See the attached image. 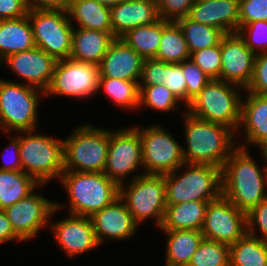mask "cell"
<instances>
[{
	"instance_id": "obj_4",
	"label": "cell",
	"mask_w": 267,
	"mask_h": 266,
	"mask_svg": "<svg viewBox=\"0 0 267 266\" xmlns=\"http://www.w3.org/2000/svg\"><path fill=\"white\" fill-rule=\"evenodd\" d=\"M59 180L73 215L90 217L120 195V186L104 173L64 171Z\"/></svg>"
},
{
	"instance_id": "obj_3",
	"label": "cell",
	"mask_w": 267,
	"mask_h": 266,
	"mask_svg": "<svg viewBox=\"0 0 267 266\" xmlns=\"http://www.w3.org/2000/svg\"><path fill=\"white\" fill-rule=\"evenodd\" d=\"M182 169L183 172L180 171ZM164 180L166 204L210 202L222 194V168L210 164L184 163L165 174Z\"/></svg>"
},
{
	"instance_id": "obj_8",
	"label": "cell",
	"mask_w": 267,
	"mask_h": 266,
	"mask_svg": "<svg viewBox=\"0 0 267 266\" xmlns=\"http://www.w3.org/2000/svg\"><path fill=\"white\" fill-rule=\"evenodd\" d=\"M34 132L20 131L22 168L39 184H46L64 172L63 139Z\"/></svg>"
},
{
	"instance_id": "obj_20",
	"label": "cell",
	"mask_w": 267,
	"mask_h": 266,
	"mask_svg": "<svg viewBox=\"0 0 267 266\" xmlns=\"http://www.w3.org/2000/svg\"><path fill=\"white\" fill-rule=\"evenodd\" d=\"M144 59L121 38H115L99 65L100 77L139 82Z\"/></svg>"
},
{
	"instance_id": "obj_15",
	"label": "cell",
	"mask_w": 267,
	"mask_h": 266,
	"mask_svg": "<svg viewBox=\"0 0 267 266\" xmlns=\"http://www.w3.org/2000/svg\"><path fill=\"white\" fill-rule=\"evenodd\" d=\"M201 232L206 239L231 246L247 233V213L221 194L208 203Z\"/></svg>"
},
{
	"instance_id": "obj_46",
	"label": "cell",
	"mask_w": 267,
	"mask_h": 266,
	"mask_svg": "<svg viewBox=\"0 0 267 266\" xmlns=\"http://www.w3.org/2000/svg\"><path fill=\"white\" fill-rule=\"evenodd\" d=\"M28 12L26 0H0V20L21 18Z\"/></svg>"
},
{
	"instance_id": "obj_13",
	"label": "cell",
	"mask_w": 267,
	"mask_h": 266,
	"mask_svg": "<svg viewBox=\"0 0 267 266\" xmlns=\"http://www.w3.org/2000/svg\"><path fill=\"white\" fill-rule=\"evenodd\" d=\"M100 70L96 64L72 59L57 60L51 82L44 94L86 99L99 91Z\"/></svg>"
},
{
	"instance_id": "obj_19",
	"label": "cell",
	"mask_w": 267,
	"mask_h": 266,
	"mask_svg": "<svg viewBox=\"0 0 267 266\" xmlns=\"http://www.w3.org/2000/svg\"><path fill=\"white\" fill-rule=\"evenodd\" d=\"M49 225L56 242L69 258L82 255L99 246L92 222L87 216L70 214L59 223L51 222Z\"/></svg>"
},
{
	"instance_id": "obj_23",
	"label": "cell",
	"mask_w": 267,
	"mask_h": 266,
	"mask_svg": "<svg viewBox=\"0 0 267 266\" xmlns=\"http://www.w3.org/2000/svg\"><path fill=\"white\" fill-rule=\"evenodd\" d=\"M246 92V93H245ZM242 98L240 124L244 140L259 149L267 142V95L244 91Z\"/></svg>"
},
{
	"instance_id": "obj_16",
	"label": "cell",
	"mask_w": 267,
	"mask_h": 266,
	"mask_svg": "<svg viewBox=\"0 0 267 266\" xmlns=\"http://www.w3.org/2000/svg\"><path fill=\"white\" fill-rule=\"evenodd\" d=\"M255 56L238 32L225 34L221 39V74L218 80L245 90L253 76Z\"/></svg>"
},
{
	"instance_id": "obj_24",
	"label": "cell",
	"mask_w": 267,
	"mask_h": 266,
	"mask_svg": "<svg viewBox=\"0 0 267 266\" xmlns=\"http://www.w3.org/2000/svg\"><path fill=\"white\" fill-rule=\"evenodd\" d=\"M114 39L108 32L74 26L70 59L99 66Z\"/></svg>"
},
{
	"instance_id": "obj_37",
	"label": "cell",
	"mask_w": 267,
	"mask_h": 266,
	"mask_svg": "<svg viewBox=\"0 0 267 266\" xmlns=\"http://www.w3.org/2000/svg\"><path fill=\"white\" fill-rule=\"evenodd\" d=\"M190 59L211 79L218 80L221 74V42L216 46L192 52Z\"/></svg>"
},
{
	"instance_id": "obj_32",
	"label": "cell",
	"mask_w": 267,
	"mask_h": 266,
	"mask_svg": "<svg viewBox=\"0 0 267 266\" xmlns=\"http://www.w3.org/2000/svg\"><path fill=\"white\" fill-rule=\"evenodd\" d=\"M230 266H267V243L246 233L230 246Z\"/></svg>"
},
{
	"instance_id": "obj_10",
	"label": "cell",
	"mask_w": 267,
	"mask_h": 266,
	"mask_svg": "<svg viewBox=\"0 0 267 266\" xmlns=\"http://www.w3.org/2000/svg\"><path fill=\"white\" fill-rule=\"evenodd\" d=\"M35 47L56 60L69 59L72 49L74 24L67 9H29Z\"/></svg>"
},
{
	"instance_id": "obj_28",
	"label": "cell",
	"mask_w": 267,
	"mask_h": 266,
	"mask_svg": "<svg viewBox=\"0 0 267 266\" xmlns=\"http://www.w3.org/2000/svg\"><path fill=\"white\" fill-rule=\"evenodd\" d=\"M208 201L167 204L160 230H201Z\"/></svg>"
},
{
	"instance_id": "obj_12",
	"label": "cell",
	"mask_w": 267,
	"mask_h": 266,
	"mask_svg": "<svg viewBox=\"0 0 267 266\" xmlns=\"http://www.w3.org/2000/svg\"><path fill=\"white\" fill-rule=\"evenodd\" d=\"M139 167L143 168L141 137L138 130L132 126L111 130L109 136V147L104 168V174L116 182L119 186L126 181V177L135 179L139 175H133Z\"/></svg>"
},
{
	"instance_id": "obj_50",
	"label": "cell",
	"mask_w": 267,
	"mask_h": 266,
	"mask_svg": "<svg viewBox=\"0 0 267 266\" xmlns=\"http://www.w3.org/2000/svg\"><path fill=\"white\" fill-rule=\"evenodd\" d=\"M99 3L104 4L106 6H114L115 4L121 3L125 0H97Z\"/></svg>"
},
{
	"instance_id": "obj_41",
	"label": "cell",
	"mask_w": 267,
	"mask_h": 266,
	"mask_svg": "<svg viewBox=\"0 0 267 266\" xmlns=\"http://www.w3.org/2000/svg\"><path fill=\"white\" fill-rule=\"evenodd\" d=\"M160 19L177 21L189 15L195 0H156Z\"/></svg>"
},
{
	"instance_id": "obj_14",
	"label": "cell",
	"mask_w": 267,
	"mask_h": 266,
	"mask_svg": "<svg viewBox=\"0 0 267 266\" xmlns=\"http://www.w3.org/2000/svg\"><path fill=\"white\" fill-rule=\"evenodd\" d=\"M65 205L53 202L35 190L27 197L4 209L15 234L24 243L40 233V229L49 227V218ZM58 210V211H57Z\"/></svg>"
},
{
	"instance_id": "obj_11",
	"label": "cell",
	"mask_w": 267,
	"mask_h": 266,
	"mask_svg": "<svg viewBox=\"0 0 267 266\" xmlns=\"http://www.w3.org/2000/svg\"><path fill=\"white\" fill-rule=\"evenodd\" d=\"M141 137L143 173L165 175L175 171L185 162L183 146L165 128L134 125Z\"/></svg>"
},
{
	"instance_id": "obj_18",
	"label": "cell",
	"mask_w": 267,
	"mask_h": 266,
	"mask_svg": "<svg viewBox=\"0 0 267 266\" xmlns=\"http://www.w3.org/2000/svg\"><path fill=\"white\" fill-rule=\"evenodd\" d=\"M89 218L99 246L109 239L111 241L130 239L139 227L120 196Z\"/></svg>"
},
{
	"instance_id": "obj_9",
	"label": "cell",
	"mask_w": 267,
	"mask_h": 266,
	"mask_svg": "<svg viewBox=\"0 0 267 266\" xmlns=\"http://www.w3.org/2000/svg\"><path fill=\"white\" fill-rule=\"evenodd\" d=\"M120 185V197L127 205L133 220L139 226L152 218L160 229L166 211L164 175L142 174Z\"/></svg>"
},
{
	"instance_id": "obj_47",
	"label": "cell",
	"mask_w": 267,
	"mask_h": 266,
	"mask_svg": "<svg viewBox=\"0 0 267 266\" xmlns=\"http://www.w3.org/2000/svg\"><path fill=\"white\" fill-rule=\"evenodd\" d=\"M18 134L16 136L14 135V137L11 136V141H10L11 143L8 144L9 146L7 148L8 150L10 149V151H12L11 149H13V152H11L10 155L7 157L12 156L13 158L11 157V160H7L6 158L3 159V165L0 166V170L2 171H23L20 153H19L20 152V132ZM7 148H5V151L7 150ZM4 153L2 154L5 155ZM13 153L14 155H12Z\"/></svg>"
},
{
	"instance_id": "obj_30",
	"label": "cell",
	"mask_w": 267,
	"mask_h": 266,
	"mask_svg": "<svg viewBox=\"0 0 267 266\" xmlns=\"http://www.w3.org/2000/svg\"><path fill=\"white\" fill-rule=\"evenodd\" d=\"M154 59L173 64H180L190 59L187 42L176 22L163 19L160 46Z\"/></svg>"
},
{
	"instance_id": "obj_36",
	"label": "cell",
	"mask_w": 267,
	"mask_h": 266,
	"mask_svg": "<svg viewBox=\"0 0 267 266\" xmlns=\"http://www.w3.org/2000/svg\"><path fill=\"white\" fill-rule=\"evenodd\" d=\"M188 266H230V246L204 238Z\"/></svg>"
},
{
	"instance_id": "obj_5",
	"label": "cell",
	"mask_w": 267,
	"mask_h": 266,
	"mask_svg": "<svg viewBox=\"0 0 267 266\" xmlns=\"http://www.w3.org/2000/svg\"><path fill=\"white\" fill-rule=\"evenodd\" d=\"M241 90L244 91L232 83L210 80L185 110L197 118L232 129L237 137L240 134Z\"/></svg>"
},
{
	"instance_id": "obj_43",
	"label": "cell",
	"mask_w": 267,
	"mask_h": 266,
	"mask_svg": "<svg viewBox=\"0 0 267 266\" xmlns=\"http://www.w3.org/2000/svg\"><path fill=\"white\" fill-rule=\"evenodd\" d=\"M258 20L267 21V0H240L238 29Z\"/></svg>"
},
{
	"instance_id": "obj_39",
	"label": "cell",
	"mask_w": 267,
	"mask_h": 266,
	"mask_svg": "<svg viewBox=\"0 0 267 266\" xmlns=\"http://www.w3.org/2000/svg\"><path fill=\"white\" fill-rule=\"evenodd\" d=\"M182 72L186 80V107L211 80L191 59L182 62Z\"/></svg>"
},
{
	"instance_id": "obj_25",
	"label": "cell",
	"mask_w": 267,
	"mask_h": 266,
	"mask_svg": "<svg viewBox=\"0 0 267 266\" xmlns=\"http://www.w3.org/2000/svg\"><path fill=\"white\" fill-rule=\"evenodd\" d=\"M34 47V35L28 15L0 20V64L9 55Z\"/></svg>"
},
{
	"instance_id": "obj_21",
	"label": "cell",
	"mask_w": 267,
	"mask_h": 266,
	"mask_svg": "<svg viewBox=\"0 0 267 266\" xmlns=\"http://www.w3.org/2000/svg\"><path fill=\"white\" fill-rule=\"evenodd\" d=\"M110 17L114 38L138 26L153 25L160 19L156 0H125L110 7Z\"/></svg>"
},
{
	"instance_id": "obj_7",
	"label": "cell",
	"mask_w": 267,
	"mask_h": 266,
	"mask_svg": "<svg viewBox=\"0 0 267 266\" xmlns=\"http://www.w3.org/2000/svg\"><path fill=\"white\" fill-rule=\"evenodd\" d=\"M39 96L45 98L43 90L0 78V130L36 131Z\"/></svg>"
},
{
	"instance_id": "obj_17",
	"label": "cell",
	"mask_w": 267,
	"mask_h": 266,
	"mask_svg": "<svg viewBox=\"0 0 267 266\" xmlns=\"http://www.w3.org/2000/svg\"><path fill=\"white\" fill-rule=\"evenodd\" d=\"M57 60L40 48L9 55L2 62L7 68L21 78L24 84L40 90L48 88Z\"/></svg>"
},
{
	"instance_id": "obj_33",
	"label": "cell",
	"mask_w": 267,
	"mask_h": 266,
	"mask_svg": "<svg viewBox=\"0 0 267 266\" xmlns=\"http://www.w3.org/2000/svg\"><path fill=\"white\" fill-rule=\"evenodd\" d=\"M181 28L190 54L220 44L225 33L216 28L191 20L188 16L175 21Z\"/></svg>"
},
{
	"instance_id": "obj_2",
	"label": "cell",
	"mask_w": 267,
	"mask_h": 266,
	"mask_svg": "<svg viewBox=\"0 0 267 266\" xmlns=\"http://www.w3.org/2000/svg\"><path fill=\"white\" fill-rule=\"evenodd\" d=\"M184 113L187 145L182 147L184 162L223 168L226 159L238 147L236 133L224 125L197 118L188 111L184 110Z\"/></svg>"
},
{
	"instance_id": "obj_29",
	"label": "cell",
	"mask_w": 267,
	"mask_h": 266,
	"mask_svg": "<svg viewBox=\"0 0 267 266\" xmlns=\"http://www.w3.org/2000/svg\"><path fill=\"white\" fill-rule=\"evenodd\" d=\"M39 186L42 187L44 184H39L23 171L0 170V209L12 206Z\"/></svg>"
},
{
	"instance_id": "obj_26",
	"label": "cell",
	"mask_w": 267,
	"mask_h": 266,
	"mask_svg": "<svg viewBox=\"0 0 267 266\" xmlns=\"http://www.w3.org/2000/svg\"><path fill=\"white\" fill-rule=\"evenodd\" d=\"M67 13L76 28L108 32L113 36L110 7L97 0H68Z\"/></svg>"
},
{
	"instance_id": "obj_22",
	"label": "cell",
	"mask_w": 267,
	"mask_h": 266,
	"mask_svg": "<svg viewBox=\"0 0 267 266\" xmlns=\"http://www.w3.org/2000/svg\"><path fill=\"white\" fill-rule=\"evenodd\" d=\"M240 0H195L188 17L225 34L238 31Z\"/></svg>"
},
{
	"instance_id": "obj_51",
	"label": "cell",
	"mask_w": 267,
	"mask_h": 266,
	"mask_svg": "<svg viewBox=\"0 0 267 266\" xmlns=\"http://www.w3.org/2000/svg\"><path fill=\"white\" fill-rule=\"evenodd\" d=\"M263 159L267 162V142L260 148Z\"/></svg>"
},
{
	"instance_id": "obj_27",
	"label": "cell",
	"mask_w": 267,
	"mask_h": 266,
	"mask_svg": "<svg viewBox=\"0 0 267 266\" xmlns=\"http://www.w3.org/2000/svg\"><path fill=\"white\" fill-rule=\"evenodd\" d=\"M167 236L165 266H188L204 239L201 230H161Z\"/></svg>"
},
{
	"instance_id": "obj_35",
	"label": "cell",
	"mask_w": 267,
	"mask_h": 266,
	"mask_svg": "<svg viewBox=\"0 0 267 266\" xmlns=\"http://www.w3.org/2000/svg\"><path fill=\"white\" fill-rule=\"evenodd\" d=\"M139 109L148 107L161 112L175 110L181 102L165 85H139ZM179 103V104H178ZM145 105V106H143Z\"/></svg>"
},
{
	"instance_id": "obj_42",
	"label": "cell",
	"mask_w": 267,
	"mask_h": 266,
	"mask_svg": "<svg viewBox=\"0 0 267 266\" xmlns=\"http://www.w3.org/2000/svg\"><path fill=\"white\" fill-rule=\"evenodd\" d=\"M256 226L258 228H255ZM256 230L262 235H258ZM247 233L267 243V198L247 213Z\"/></svg>"
},
{
	"instance_id": "obj_34",
	"label": "cell",
	"mask_w": 267,
	"mask_h": 266,
	"mask_svg": "<svg viewBox=\"0 0 267 266\" xmlns=\"http://www.w3.org/2000/svg\"><path fill=\"white\" fill-rule=\"evenodd\" d=\"M98 89L104 90L106 96L121 108L135 111L139 109L140 90L137 81L100 77Z\"/></svg>"
},
{
	"instance_id": "obj_31",
	"label": "cell",
	"mask_w": 267,
	"mask_h": 266,
	"mask_svg": "<svg viewBox=\"0 0 267 266\" xmlns=\"http://www.w3.org/2000/svg\"><path fill=\"white\" fill-rule=\"evenodd\" d=\"M162 31L163 19H159L153 25L130 29L120 38L143 59H153L159 50Z\"/></svg>"
},
{
	"instance_id": "obj_49",
	"label": "cell",
	"mask_w": 267,
	"mask_h": 266,
	"mask_svg": "<svg viewBox=\"0 0 267 266\" xmlns=\"http://www.w3.org/2000/svg\"><path fill=\"white\" fill-rule=\"evenodd\" d=\"M29 9H67L68 0H26Z\"/></svg>"
},
{
	"instance_id": "obj_38",
	"label": "cell",
	"mask_w": 267,
	"mask_h": 266,
	"mask_svg": "<svg viewBox=\"0 0 267 266\" xmlns=\"http://www.w3.org/2000/svg\"><path fill=\"white\" fill-rule=\"evenodd\" d=\"M237 32L255 55L267 52V21L248 23L240 27Z\"/></svg>"
},
{
	"instance_id": "obj_6",
	"label": "cell",
	"mask_w": 267,
	"mask_h": 266,
	"mask_svg": "<svg viewBox=\"0 0 267 266\" xmlns=\"http://www.w3.org/2000/svg\"><path fill=\"white\" fill-rule=\"evenodd\" d=\"M73 131L63 140L64 171L103 173L109 147V129L85 123Z\"/></svg>"
},
{
	"instance_id": "obj_1",
	"label": "cell",
	"mask_w": 267,
	"mask_h": 266,
	"mask_svg": "<svg viewBox=\"0 0 267 266\" xmlns=\"http://www.w3.org/2000/svg\"><path fill=\"white\" fill-rule=\"evenodd\" d=\"M245 144H240L222 168V194L241 211L248 213L267 198V162L262 169Z\"/></svg>"
},
{
	"instance_id": "obj_40",
	"label": "cell",
	"mask_w": 267,
	"mask_h": 266,
	"mask_svg": "<svg viewBox=\"0 0 267 266\" xmlns=\"http://www.w3.org/2000/svg\"><path fill=\"white\" fill-rule=\"evenodd\" d=\"M163 78L162 84L172 91L186 106V80L182 72V62L180 64L164 62Z\"/></svg>"
},
{
	"instance_id": "obj_44",
	"label": "cell",
	"mask_w": 267,
	"mask_h": 266,
	"mask_svg": "<svg viewBox=\"0 0 267 266\" xmlns=\"http://www.w3.org/2000/svg\"><path fill=\"white\" fill-rule=\"evenodd\" d=\"M245 91L267 95V52L255 56L253 76Z\"/></svg>"
},
{
	"instance_id": "obj_48",
	"label": "cell",
	"mask_w": 267,
	"mask_h": 266,
	"mask_svg": "<svg viewBox=\"0 0 267 266\" xmlns=\"http://www.w3.org/2000/svg\"><path fill=\"white\" fill-rule=\"evenodd\" d=\"M17 240L23 242L14 232L9 219L4 210L0 209V244L8 241Z\"/></svg>"
},
{
	"instance_id": "obj_45",
	"label": "cell",
	"mask_w": 267,
	"mask_h": 266,
	"mask_svg": "<svg viewBox=\"0 0 267 266\" xmlns=\"http://www.w3.org/2000/svg\"><path fill=\"white\" fill-rule=\"evenodd\" d=\"M164 76V62L144 59L138 85H160Z\"/></svg>"
}]
</instances>
